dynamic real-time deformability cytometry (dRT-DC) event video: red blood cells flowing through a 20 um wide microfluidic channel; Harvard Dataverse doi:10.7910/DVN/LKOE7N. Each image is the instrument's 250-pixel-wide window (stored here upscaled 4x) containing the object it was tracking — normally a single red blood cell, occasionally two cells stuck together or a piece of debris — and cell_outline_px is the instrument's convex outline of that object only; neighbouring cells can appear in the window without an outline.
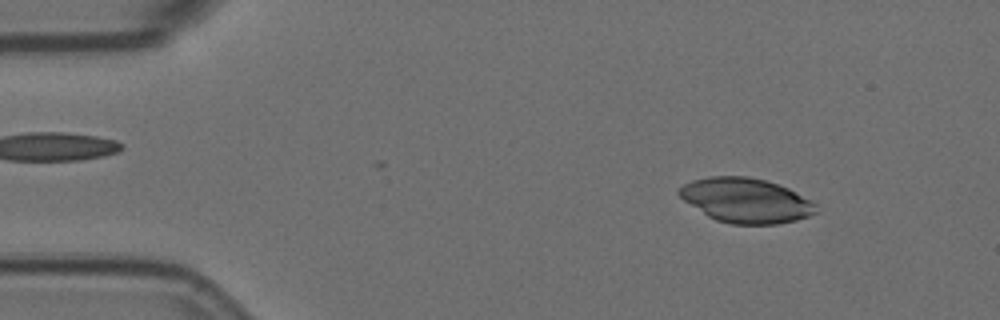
{"species": "Egyptian fruit bat (a non-hibernating species)", "species_latin": "Rousettus aegyptiacus", "temperature_condition": "room temperature", "stored_images_in_passage": 4, "camera_frame_rate_fps": 3000, "um_per_image_px": 0.085, "animal": {"sex": "female"}, "frame": {"image": 1, "passage_image": 2, "time_ms": 0.333, "image_size_px": [1000, 320], "cell_outline_px": [[820, 212], [796, 220], [776, 224], [732, 224], [716, 220], [708, 216], [684, 200], [676, 192], [684, 184], [692, 180], [708, 176], [748, 176], [764, 180], [788, 188], [816, 204]], "centroid_in_image_um": [63.4, 17.03], "position_along_channel_um": 21.6, "area_um2": 35.43}}